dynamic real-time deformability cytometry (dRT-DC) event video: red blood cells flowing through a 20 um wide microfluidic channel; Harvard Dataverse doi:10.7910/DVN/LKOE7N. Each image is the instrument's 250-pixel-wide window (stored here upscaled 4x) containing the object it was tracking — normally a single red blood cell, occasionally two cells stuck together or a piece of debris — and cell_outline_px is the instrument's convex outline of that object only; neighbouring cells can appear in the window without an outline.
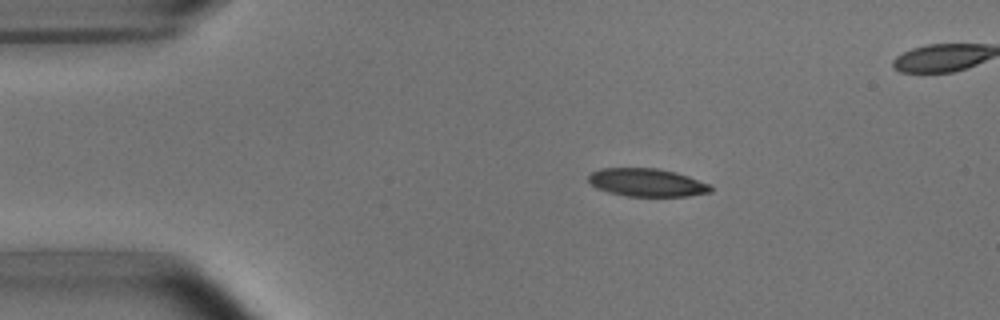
{"species": "common noctule bat (a hibernating species)", "species_latin": "Nyctalus noctula", "temperature_condition": "room temperature", "stored_images_in_passage": 49, "camera_frame_rate_fps": 3000, "um_per_image_px": 0.085, "animal": {"sex": "male", "body_mass_g": 15.6}, "frame": {"image": 1, "passage_image": 9, "time_ms": 2.667, "image_size_px": [1000, 320], "cell_outline_px": [[712, 192], [688, 196], [628, 196], [608, 192], [596, 188], [588, 180], [588, 176], [592, 172], [600, 168], [660, 168], [676, 172], [712, 184]], "centroid_in_image_um": [55.02, 15.51], "position_along_channel_um": 30.0, "area_um2": 20.11}}
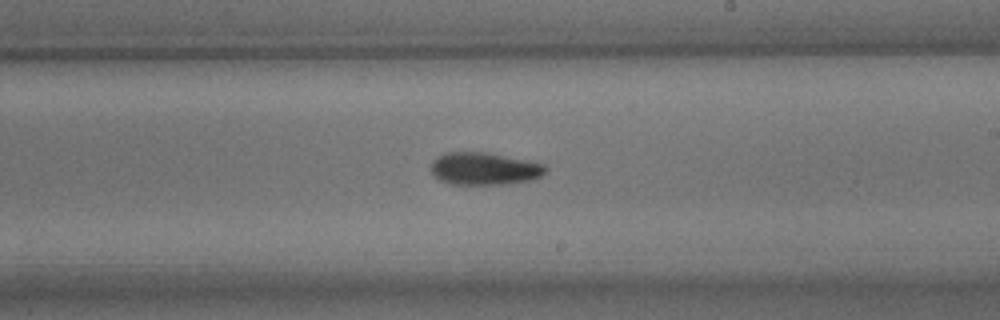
{"frame": {"image": 2, "passage_image": 30, "time_ms": 9.667, "image_size_px": [1000, 320], "cell_outline_px": [[548, 168], [540, 176], [532, 180], [504, 184], [452, 184], [440, 180], [432, 176], [432, 160], [436, 156], [448, 152], [484, 152], [544, 164]], "centroid_in_image_um": [41.12, 14.34], "position_along_channel_um": 247.9, "area_um2": 21.5}}
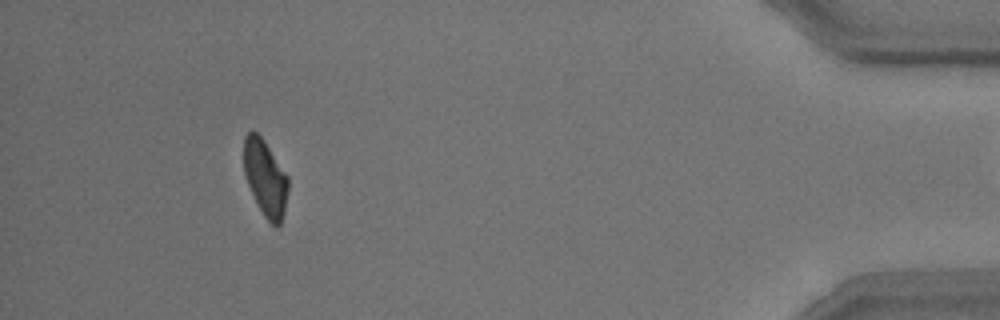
{"frame": {"image": 3, "passage_image": 48, "time_ms": 15.667, "image_size_px": [1000, 320], "cell_outline_px": [[288, 192], [284, 212], [280, 224], [276, 228], [264, 216], [244, 176], [244, 136], [248, 132], [256, 132], [264, 140], [288, 176]], "centroid_in_image_um": [22.56, 15.12], "position_along_channel_um": 412.6, "area_um2": 19.48}}